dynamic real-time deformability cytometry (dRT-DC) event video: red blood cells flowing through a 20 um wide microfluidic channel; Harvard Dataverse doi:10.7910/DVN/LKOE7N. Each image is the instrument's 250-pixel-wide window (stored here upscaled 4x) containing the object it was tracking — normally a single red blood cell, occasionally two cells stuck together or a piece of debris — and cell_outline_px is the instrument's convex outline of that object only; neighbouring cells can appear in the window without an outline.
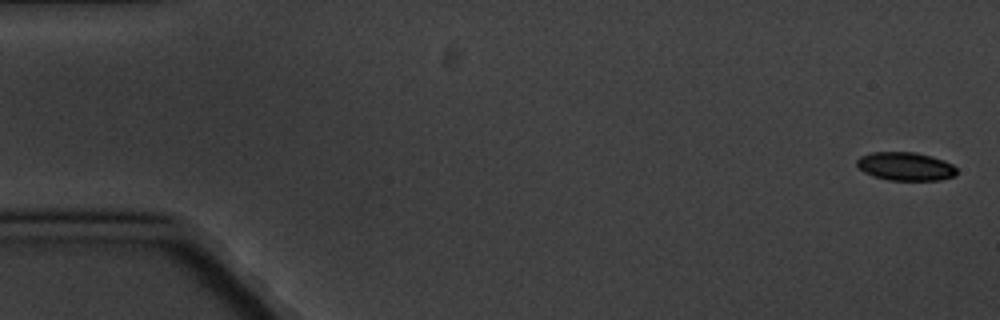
{"species": "common noctule bat (a hibernating species)", "species_latin": "Nyctalus noctula", "temperature_condition": "cold", "stored_images_in_passage": 9, "camera_frame_rate_fps": 3000, "um_per_image_px": 0.085, "animal": {"sex": "male", "body_mass_g": 20.1, "forearm_length_mm": 53.5}, "frame": {"image": 1, "passage_image": 1, "time_ms": 0.0, "image_size_px": [1000, 320], "cell_outline_px": [[956, 176], [940, 180], [888, 180], [872, 176], [864, 172], [856, 164], [856, 160], [860, 156], [872, 152], [916, 152], [932, 156], [944, 160], [952, 164], [956, 168]], "centroid_in_image_um": [76.97, 14.14], "position_along_channel_um": 8.0, "area_um2": 16.65}}
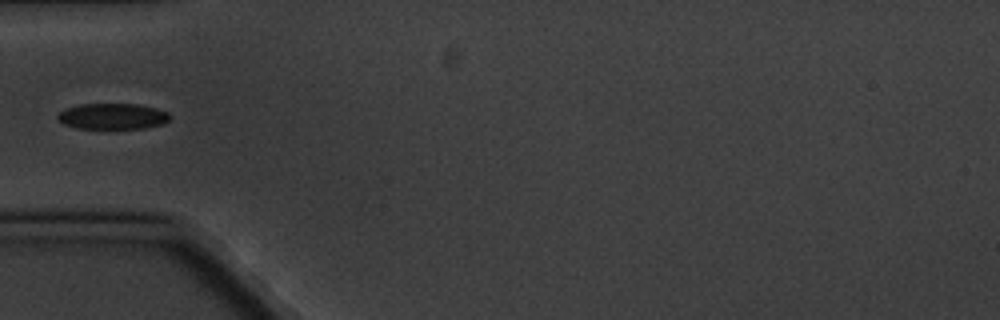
{"frame": {"image": 2, "passage_image": 6, "time_ms": 6.0, "image_size_px": [1000, 320], "cell_outline_px": [[172, 116], [164, 124], [144, 128], [76, 128], [64, 124], [56, 120], [56, 116], [64, 108], [80, 104], [140, 104], [156, 108], [168, 112]], "centroid_in_image_um": [9.56, 9.88], "position_along_channel_um": 75.4, "area_um2": 17.11}}